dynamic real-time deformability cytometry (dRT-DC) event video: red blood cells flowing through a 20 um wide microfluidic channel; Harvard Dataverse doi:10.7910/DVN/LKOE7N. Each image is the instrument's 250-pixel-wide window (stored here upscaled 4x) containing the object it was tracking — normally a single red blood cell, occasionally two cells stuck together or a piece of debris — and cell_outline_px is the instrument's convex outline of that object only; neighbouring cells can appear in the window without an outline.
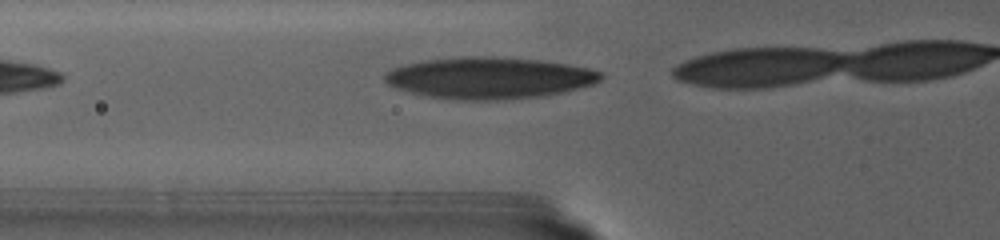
{"species": "human", "species_latin": "Homo sapiens", "temperature_condition": "warm", "stored_images_in_passage": 8, "camera_frame_rate_fps": 3000, "um_per_image_px": 0.085, "donor": {"sex": "female"}, "frame": {"image": 1, "passage_image": 5, "time_ms": 1.333, "image_size_px": [1000, 240], "cell_outline_px": [[604, 76], [600, 80], [592, 84], [580, 88], [564, 92], [544, 96], [500, 100], [464, 100], [432, 96], [412, 92], [396, 88], [388, 84], [384, 80], [384, 72], [408, 64], [424, 60], [464, 56], [476, 56], [540, 60], [568, 64], [588, 68], [600, 72]], "centroid_in_image_um": [41.62, 6.63], "position_along_channel_um": 84.2, "area_um2": 51.9}}